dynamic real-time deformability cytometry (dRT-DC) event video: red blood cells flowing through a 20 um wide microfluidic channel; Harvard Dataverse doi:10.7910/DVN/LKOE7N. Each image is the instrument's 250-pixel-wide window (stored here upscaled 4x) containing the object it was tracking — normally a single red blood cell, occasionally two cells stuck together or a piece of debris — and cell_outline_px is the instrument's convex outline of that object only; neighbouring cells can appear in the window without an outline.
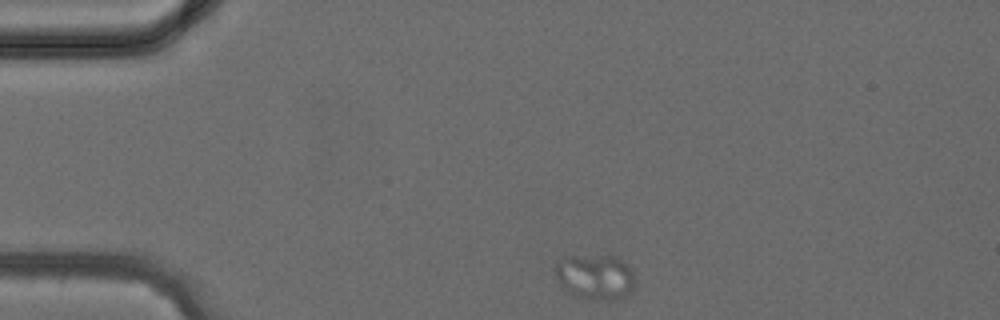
{"species": "common noctule bat (a hibernating species)", "species_latin": "Nyctalus noctula", "temperature_condition": "cold", "stored_images_in_passage": 33, "camera_frame_rate_fps": 3000, "um_per_image_px": 0.085, "animal": {"sex": "female", "body_mass_g": 24.6, "forearm_length_mm": 56.2}, "frame": {"image": 1, "passage_image": 1, "time_ms": 0.0, "image_size_px": [1000, 320], "cell_outline_px": [[632, 288], [628, 296], [616, 300], [588, 300], [576, 296], [556, 276], [552, 268], [560, 260], [568, 256], [616, 256], [632, 272]], "centroid_in_image_um": [50.59, 23.55], "position_along_channel_um": 34.4, "area_um2": 20.52}}
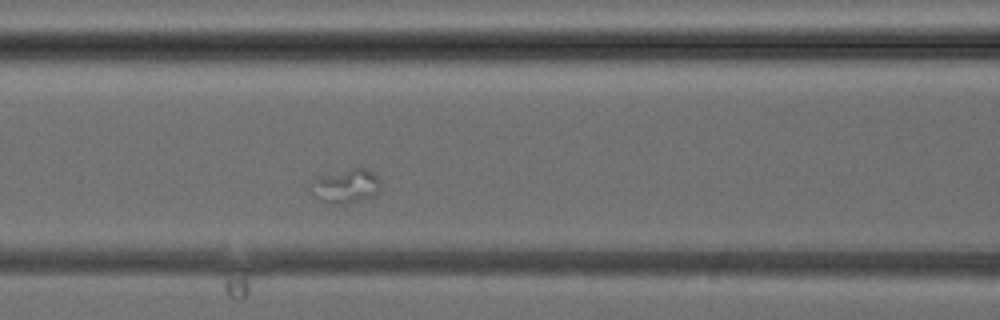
{"frame": {"image": 2, "passage_image": 10, "time_ms": 3.0, "image_size_px": [1000, 320], "cell_outline_px": [[380, 188], [372, 196], [344, 204], [332, 204], [320, 200], [308, 188], [308, 184], [312, 180], [320, 176], [352, 168], [368, 168], [380, 180]], "centroid_in_image_um": [29.36, 15.8], "position_along_channel_um": 137.2, "area_um2": 13.76}}
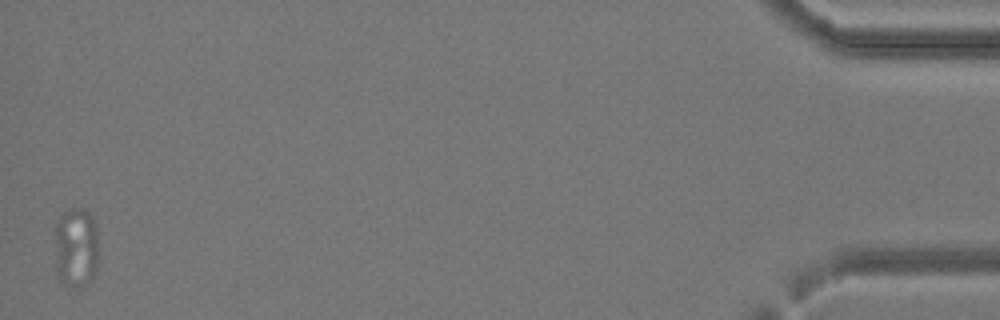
{"frame": {"image": 3, "passage_image": 33, "time_ms": 10.667, "image_size_px": [1000, 320], "cell_outline_px": [[96, 268], [92, 276], [84, 288], [68, 284], [56, 272], [56, 224], [60, 216], [64, 212], [76, 208], [84, 208], [92, 216], [96, 228]], "centroid_in_image_um": [6.46, 21.0], "position_along_channel_um": 428.7, "area_um2": 19.88}}